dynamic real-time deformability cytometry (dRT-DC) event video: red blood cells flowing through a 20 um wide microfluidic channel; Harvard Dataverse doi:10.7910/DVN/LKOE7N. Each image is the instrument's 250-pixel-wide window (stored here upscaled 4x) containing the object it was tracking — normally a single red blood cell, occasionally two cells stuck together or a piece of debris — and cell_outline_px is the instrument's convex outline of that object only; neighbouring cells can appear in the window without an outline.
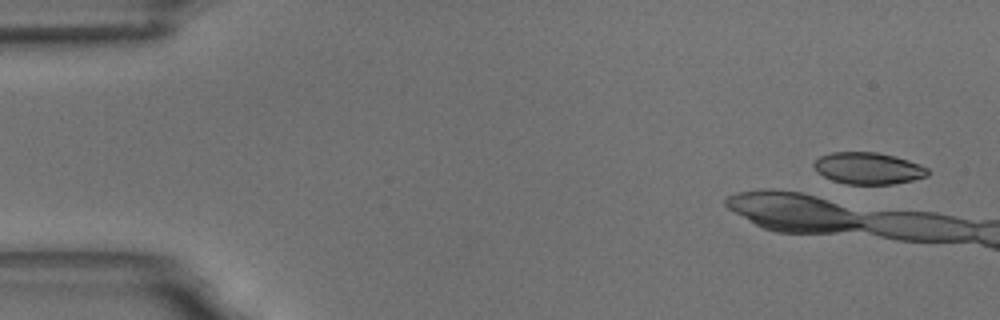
{"species": "common noctule bat (a hibernating species)", "species_latin": "Nyctalus noctula", "temperature_condition": "room temperature", "stored_images_in_passage": 3, "camera_frame_rate_fps": 3000, "um_per_image_px": 0.085, "animal": {"sex": "male", "body_mass_g": 18.8}, "frame": {"image": 1, "passage_image": 1, "time_ms": 0.0, "image_size_px": [1000, 320], "cell_outline_px": [[928, 176], [912, 180], [892, 184], [848, 184], [832, 180], [816, 172], [812, 164], [820, 156], [832, 152], [876, 152], [896, 156], [920, 164], [928, 168]], "centroid_in_image_um": [73.79, 14.3], "position_along_channel_um": 11.2, "area_um2": 21.1}}